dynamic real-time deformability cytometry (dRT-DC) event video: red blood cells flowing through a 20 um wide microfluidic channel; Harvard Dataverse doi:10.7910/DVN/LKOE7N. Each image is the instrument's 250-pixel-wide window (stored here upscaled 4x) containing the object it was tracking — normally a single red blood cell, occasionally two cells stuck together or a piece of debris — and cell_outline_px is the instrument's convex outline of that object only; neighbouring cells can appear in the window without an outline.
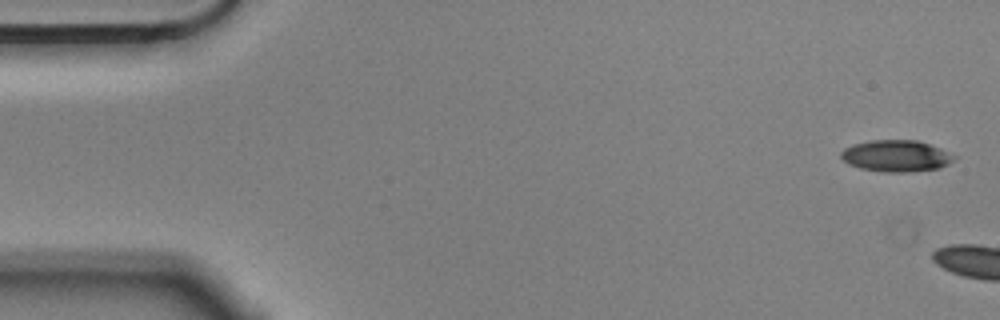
{"species": "Egyptian fruit bat (a non-hibernating species)", "species_latin": "Rousettus aegyptiacus", "temperature_condition": "cold", "stored_images_in_passage": 2, "camera_frame_rate_fps": 3000, "um_per_image_px": 0.085, "animal": {"sex": "male"}, "frame": {"image": 1, "passage_image": 1, "time_ms": 0.0, "image_size_px": [1000, 320], "cell_outline_px": [[956, 160], [940, 168], [908, 172], [884, 172], [860, 168], [848, 164], [840, 156], [840, 152], [844, 148], [852, 144], [872, 140], [916, 140], [940, 148], [956, 156]], "centroid_in_image_um": [76.17, 13.25], "position_along_channel_um": 8.8, "area_um2": 20.87}}